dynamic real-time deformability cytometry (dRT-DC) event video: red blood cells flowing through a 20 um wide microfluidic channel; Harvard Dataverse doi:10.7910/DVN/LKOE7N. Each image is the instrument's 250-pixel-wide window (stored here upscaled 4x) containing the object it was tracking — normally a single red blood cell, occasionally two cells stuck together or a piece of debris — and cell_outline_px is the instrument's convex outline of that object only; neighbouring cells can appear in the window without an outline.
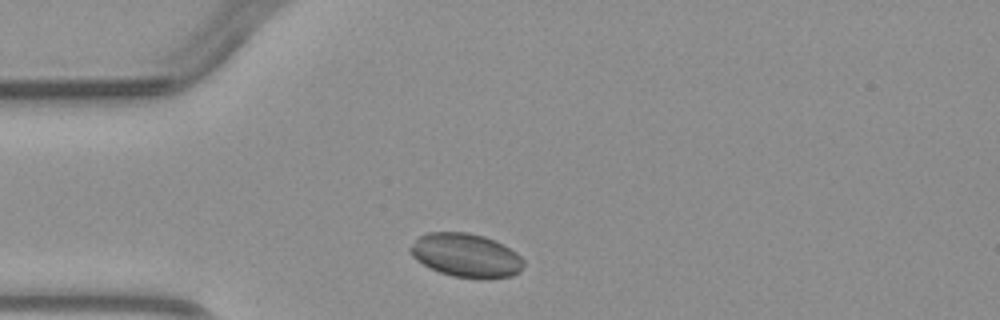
{"species": "common noctule bat (a hibernating species)", "species_latin": "Nyctalus noctula", "temperature_condition": "warm", "stored_images_in_passage": 1, "camera_frame_rate_fps": 3000, "um_per_image_px": 0.085, "animal": {"sex": "male", "body_mass_g": 23.1, "forearm_length_mm": 52.7}, "frame": {"image": 1, "passage_image": 1, "time_ms": 0.0, "image_size_px": [1000, 320], "cell_outline_px": [[524, 264], [512, 276], [488, 280], [452, 276], [440, 272], [416, 260], [412, 256], [408, 248], [420, 236], [428, 232], [468, 232], [484, 236], [496, 240], [504, 244], [516, 252], [524, 260]], "centroid_in_image_um": [39.63, 21.7], "position_along_channel_um": 45.4, "area_um2": 29.02}}